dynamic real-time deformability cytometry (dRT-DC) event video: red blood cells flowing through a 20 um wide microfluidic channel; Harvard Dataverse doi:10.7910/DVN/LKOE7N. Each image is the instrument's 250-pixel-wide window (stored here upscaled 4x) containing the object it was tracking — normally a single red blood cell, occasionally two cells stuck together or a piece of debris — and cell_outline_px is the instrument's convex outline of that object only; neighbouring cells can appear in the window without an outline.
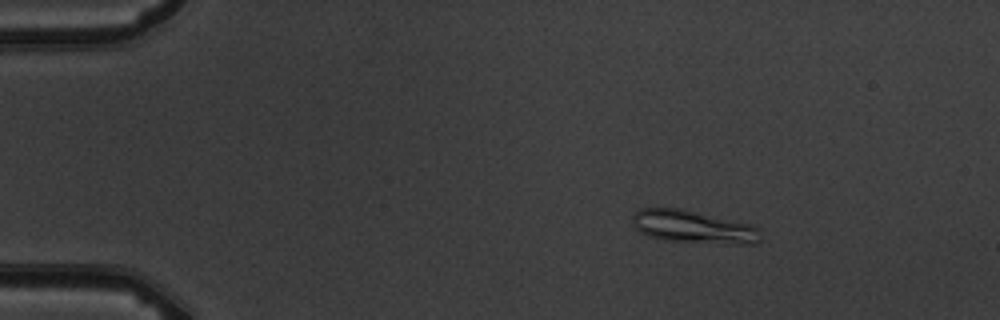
{"species": "common noctule bat (a hibernating species)", "species_latin": "Nyctalus noctula", "temperature_condition": "warm", "stored_images_in_passage": 4, "camera_frame_rate_fps": 3000, "um_per_image_px": 0.085, "animal": {"sex": "male", "body_mass_g": 19.5, "forearm_length_mm": 54.6}, "frame": {"image": 1, "passage_image": 2, "time_ms": 1.0, "image_size_px": [1000, 320], "cell_outline_px": [[760, 240], [756, 244], [728, 244], [664, 240], [648, 236], [640, 232], [632, 224], [632, 216], [640, 208], [680, 208], [752, 224], [756, 228]], "centroid_in_image_um": [58.9, 19.28], "position_along_channel_um": 26.1, "area_um2": 24.45}}
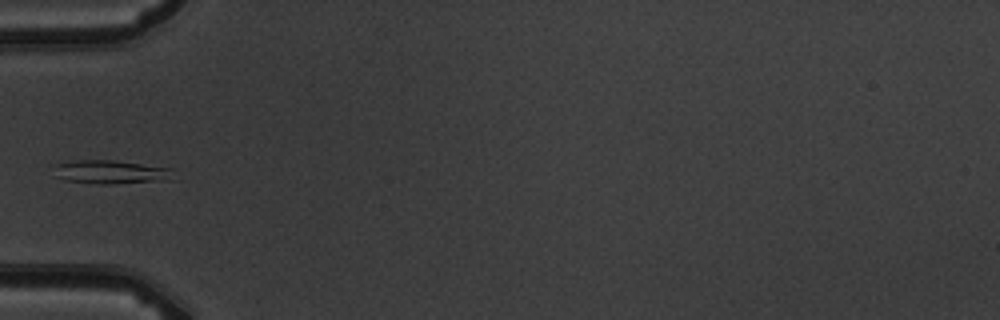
{"frame": {"image": 2, "passage_image": 4, "time_ms": 4.333, "image_size_px": [1000, 320], "cell_outline_px": [[172, 180], [112, 184], [96, 184], [64, 180], [56, 176], [56, 164], [76, 160], [112, 160], [172, 168]], "centroid_in_image_um": [9.45, 14.63], "position_along_channel_um": 75.6, "area_um2": 16.42}}